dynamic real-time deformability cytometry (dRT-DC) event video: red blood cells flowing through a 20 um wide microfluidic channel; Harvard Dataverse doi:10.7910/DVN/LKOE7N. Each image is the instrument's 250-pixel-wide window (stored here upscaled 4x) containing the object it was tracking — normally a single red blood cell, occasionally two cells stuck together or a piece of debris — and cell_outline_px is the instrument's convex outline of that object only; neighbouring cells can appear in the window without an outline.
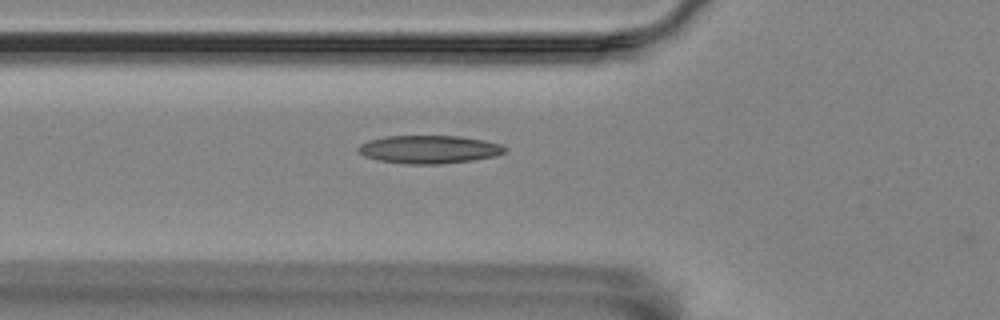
{"species": "Egyptian fruit bat (a non-hibernating species)", "species_latin": "Rousettus aegyptiacus", "temperature_condition": "room temperature", "stored_images_in_passage": 42, "camera_frame_rate_fps": 3000, "um_per_image_px": 0.085, "animal": {"sex": "female"}, "frame": {"image": 1, "passage_image": 7, "time_ms": 2.0, "image_size_px": [1000, 320], "cell_outline_px": [[508, 152], [496, 156], [472, 160], [440, 164], [408, 164], [376, 160], [364, 156], [356, 148], [360, 144], [368, 140], [384, 136], [460, 136], [484, 140], [500, 144], [508, 148]], "centroid_in_image_um": [36.49, 12.7], "position_along_channel_um": 89.3, "area_um2": 24.22}}
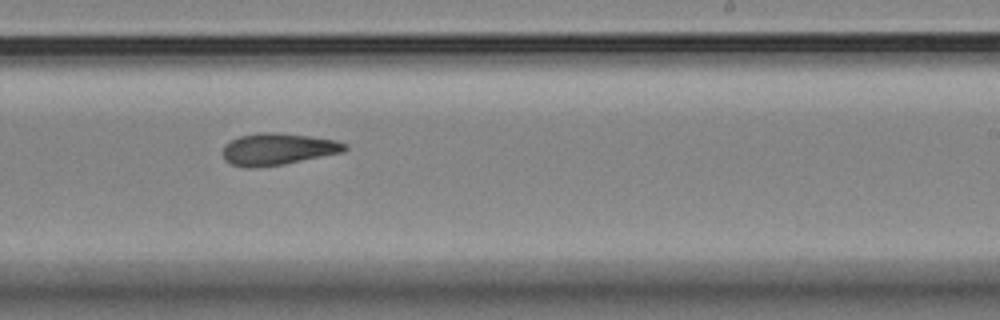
{"frame": {"image": 2, "passage_image": 22, "time_ms": 7.0, "image_size_px": [1000, 320], "cell_outline_px": [[348, 148], [344, 152], [284, 164], [256, 168], [248, 168], [232, 164], [224, 160], [224, 144], [240, 136], [256, 132], [272, 132], [308, 136], [336, 140], [348, 144]], "centroid_in_image_um": [23.63, 12.68], "position_along_channel_um": 265.4, "area_um2": 22.66}}
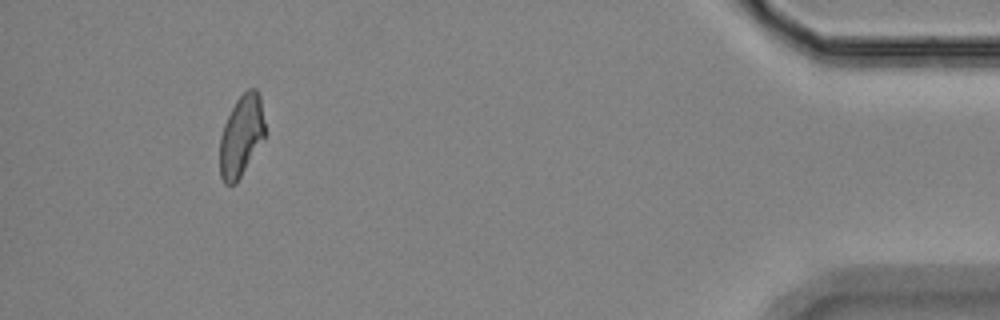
{"frame": {"image": 3, "passage_image": 40, "time_ms": 13.0, "image_size_px": [1000, 320], "cell_outline_px": [[264, 140], [236, 184], [224, 184], [220, 176], [220, 136], [224, 124], [236, 100], [248, 88], [256, 88], [260, 96], [264, 124]], "centroid_in_image_um": [20.5, 11.57], "position_along_channel_um": 414.7, "area_um2": 21.39}, "authors_computed_cell_mechanics": {"area_um2": 22.2819, "velocity_mm_per_s": 3.5094, "shape_relaxation_time_tau1_ms": null, "shape_relaxation_time_tau2_ms": 6.1995, "deformation_change_tau1": null, "deformation_change_tau2": 0.141}}